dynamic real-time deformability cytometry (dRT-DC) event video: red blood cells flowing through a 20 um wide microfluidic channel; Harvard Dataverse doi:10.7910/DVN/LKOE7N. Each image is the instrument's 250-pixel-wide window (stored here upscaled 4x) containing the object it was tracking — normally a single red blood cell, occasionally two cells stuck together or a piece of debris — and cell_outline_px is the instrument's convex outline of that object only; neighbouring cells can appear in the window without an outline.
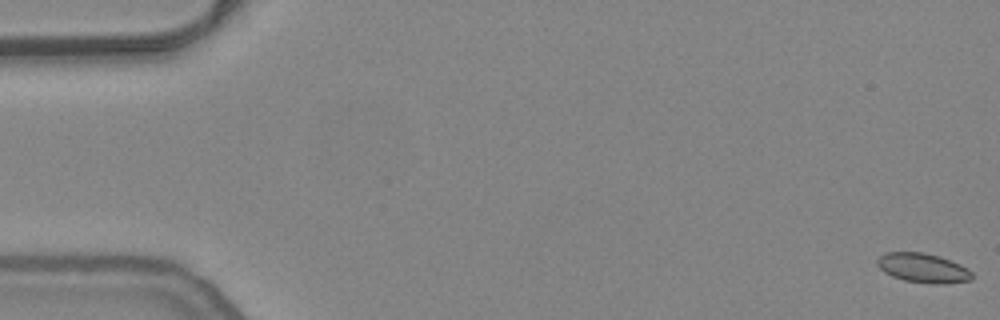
{"species": "common noctule bat (a hibernating species)", "species_latin": "Nyctalus noctula", "temperature_condition": "warm", "stored_images_in_passage": 20, "camera_frame_rate_fps": 3000, "um_per_image_px": 0.085, "animal": {"sex": "female", "body_mass_g": 24.6, "forearm_length_mm": 56.2}, "frame": {"image": 1, "passage_image": 1, "time_ms": 0.0, "image_size_px": [1000, 320], "cell_outline_px": [[972, 280], [940, 284], [932, 284], [904, 280], [892, 276], [884, 272], [876, 264], [876, 260], [884, 252], [924, 252], [940, 256], [960, 264], [968, 268], [972, 272]], "centroid_in_image_um": [78.45, 22.77], "position_along_channel_um": 6.6, "area_um2": 16.36}}
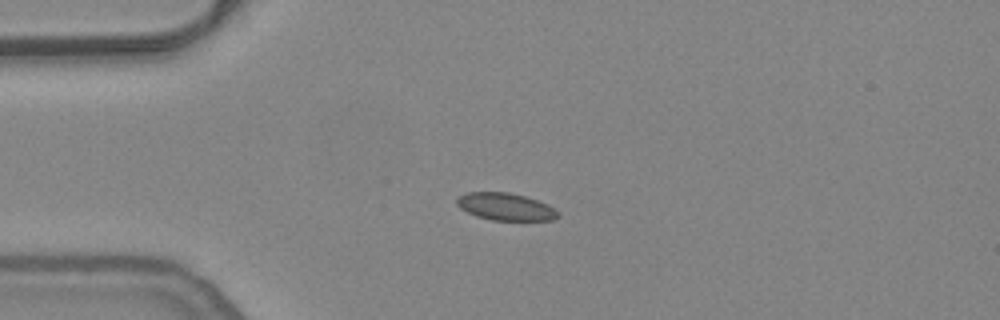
{"frame": {"image": 2, "passage_image": 14, "time_ms": 4.333, "image_size_px": [1000, 320], "cell_outline_px": [[560, 216], [552, 220], [492, 220], [476, 216], [460, 208], [456, 204], [456, 200], [460, 196], [468, 192], [508, 192], [524, 196], [548, 204], [560, 212]], "centroid_in_image_um": [42.99, 17.57], "position_along_channel_um": 42.0, "area_um2": 16.07}}
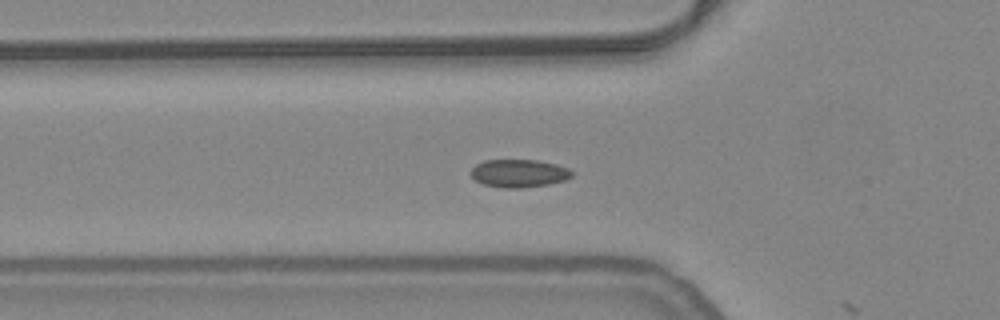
{"frame": {"image": 3, "passage_image": 19, "time_ms": 6.0, "image_size_px": [1000, 320], "cell_outline_px": [[572, 176], [564, 180], [548, 184], [520, 188], [504, 188], [484, 184], [476, 180], [468, 172], [476, 164], [484, 160], [536, 160], [556, 164], [568, 168], [572, 172]], "centroid_in_image_um": [44.08, 14.72], "position_along_channel_um": 81.7, "area_um2": 16.36}}